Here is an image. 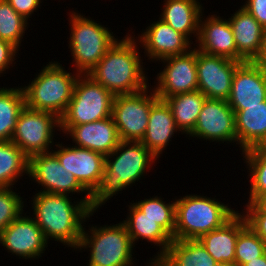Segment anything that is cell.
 Returning a JSON list of instances; mask_svg holds the SVG:
<instances>
[{
  "label": "cell",
  "instance_id": "7",
  "mask_svg": "<svg viewBox=\"0 0 266 266\" xmlns=\"http://www.w3.org/2000/svg\"><path fill=\"white\" fill-rule=\"evenodd\" d=\"M85 249L90 251L88 266L137 265L133 258L135 247L122 221L113 225H91L88 230L84 227L76 250Z\"/></svg>",
  "mask_w": 266,
  "mask_h": 266
},
{
  "label": "cell",
  "instance_id": "10",
  "mask_svg": "<svg viewBox=\"0 0 266 266\" xmlns=\"http://www.w3.org/2000/svg\"><path fill=\"white\" fill-rule=\"evenodd\" d=\"M149 87L114 97L111 116L121 141H141L144 137L151 107L159 98L152 86Z\"/></svg>",
  "mask_w": 266,
  "mask_h": 266
},
{
  "label": "cell",
  "instance_id": "11",
  "mask_svg": "<svg viewBox=\"0 0 266 266\" xmlns=\"http://www.w3.org/2000/svg\"><path fill=\"white\" fill-rule=\"evenodd\" d=\"M27 178L39 186L41 185V189L37 192L72 194V197L73 194L77 193L78 196L81 194L82 201H91V194L78 182L72 173L67 172L52 151L29 158Z\"/></svg>",
  "mask_w": 266,
  "mask_h": 266
},
{
  "label": "cell",
  "instance_id": "42",
  "mask_svg": "<svg viewBox=\"0 0 266 266\" xmlns=\"http://www.w3.org/2000/svg\"><path fill=\"white\" fill-rule=\"evenodd\" d=\"M258 202L266 208V193L258 200Z\"/></svg>",
  "mask_w": 266,
  "mask_h": 266
},
{
  "label": "cell",
  "instance_id": "37",
  "mask_svg": "<svg viewBox=\"0 0 266 266\" xmlns=\"http://www.w3.org/2000/svg\"><path fill=\"white\" fill-rule=\"evenodd\" d=\"M19 51L11 43L0 39V77L6 74L5 71L10 70V66H15V60L18 57ZM18 53V54H17ZM2 74V75H1Z\"/></svg>",
  "mask_w": 266,
  "mask_h": 266
},
{
  "label": "cell",
  "instance_id": "39",
  "mask_svg": "<svg viewBox=\"0 0 266 266\" xmlns=\"http://www.w3.org/2000/svg\"><path fill=\"white\" fill-rule=\"evenodd\" d=\"M245 8L266 29V0H246Z\"/></svg>",
  "mask_w": 266,
  "mask_h": 266
},
{
  "label": "cell",
  "instance_id": "36",
  "mask_svg": "<svg viewBox=\"0 0 266 266\" xmlns=\"http://www.w3.org/2000/svg\"><path fill=\"white\" fill-rule=\"evenodd\" d=\"M242 210L247 225L266 242V208L258 201L246 203Z\"/></svg>",
  "mask_w": 266,
  "mask_h": 266
},
{
  "label": "cell",
  "instance_id": "33",
  "mask_svg": "<svg viewBox=\"0 0 266 266\" xmlns=\"http://www.w3.org/2000/svg\"><path fill=\"white\" fill-rule=\"evenodd\" d=\"M161 196H152L144 200L132 201L145 216L156 220L174 239L175 230V200L166 201Z\"/></svg>",
  "mask_w": 266,
  "mask_h": 266
},
{
  "label": "cell",
  "instance_id": "12",
  "mask_svg": "<svg viewBox=\"0 0 266 266\" xmlns=\"http://www.w3.org/2000/svg\"><path fill=\"white\" fill-rule=\"evenodd\" d=\"M164 69L157 73L154 89L160 99L193 92L198 89V76L196 66V48L185 54L170 56L160 60ZM157 81V83H156Z\"/></svg>",
  "mask_w": 266,
  "mask_h": 266
},
{
  "label": "cell",
  "instance_id": "21",
  "mask_svg": "<svg viewBox=\"0 0 266 266\" xmlns=\"http://www.w3.org/2000/svg\"><path fill=\"white\" fill-rule=\"evenodd\" d=\"M230 15L228 20L237 48V61H256L263 47L265 28L242 6Z\"/></svg>",
  "mask_w": 266,
  "mask_h": 266
},
{
  "label": "cell",
  "instance_id": "19",
  "mask_svg": "<svg viewBox=\"0 0 266 266\" xmlns=\"http://www.w3.org/2000/svg\"><path fill=\"white\" fill-rule=\"evenodd\" d=\"M266 101V68L255 61L241 62L232 79L229 106H254Z\"/></svg>",
  "mask_w": 266,
  "mask_h": 266
},
{
  "label": "cell",
  "instance_id": "2",
  "mask_svg": "<svg viewBox=\"0 0 266 266\" xmlns=\"http://www.w3.org/2000/svg\"><path fill=\"white\" fill-rule=\"evenodd\" d=\"M118 39L88 75L114 96L140 92L149 85L141 46L129 32Z\"/></svg>",
  "mask_w": 266,
  "mask_h": 266
},
{
  "label": "cell",
  "instance_id": "3",
  "mask_svg": "<svg viewBox=\"0 0 266 266\" xmlns=\"http://www.w3.org/2000/svg\"><path fill=\"white\" fill-rule=\"evenodd\" d=\"M157 159L140 141H120L119 145L105 156L101 182L91 195V209L97 211L114 195L122 194L135 182L145 178Z\"/></svg>",
  "mask_w": 266,
  "mask_h": 266
},
{
  "label": "cell",
  "instance_id": "41",
  "mask_svg": "<svg viewBox=\"0 0 266 266\" xmlns=\"http://www.w3.org/2000/svg\"><path fill=\"white\" fill-rule=\"evenodd\" d=\"M243 266H266V253L259 258L245 263Z\"/></svg>",
  "mask_w": 266,
  "mask_h": 266
},
{
  "label": "cell",
  "instance_id": "8",
  "mask_svg": "<svg viewBox=\"0 0 266 266\" xmlns=\"http://www.w3.org/2000/svg\"><path fill=\"white\" fill-rule=\"evenodd\" d=\"M114 97L88 74H80L60 125H80L110 117Z\"/></svg>",
  "mask_w": 266,
  "mask_h": 266
},
{
  "label": "cell",
  "instance_id": "44",
  "mask_svg": "<svg viewBox=\"0 0 266 266\" xmlns=\"http://www.w3.org/2000/svg\"><path fill=\"white\" fill-rule=\"evenodd\" d=\"M145 266H158L155 262H148L147 264L145 263Z\"/></svg>",
  "mask_w": 266,
  "mask_h": 266
},
{
  "label": "cell",
  "instance_id": "35",
  "mask_svg": "<svg viewBox=\"0 0 266 266\" xmlns=\"http://www.w3.org/2000/svg\"><path fill=\"white\" fill-rule=\"evenodd\" d=\"M13 188H0V233L25 211V206L28 207L21 193Z\"/></svg>",
  "mask_w": 266,
  "mask_h": 266
},
{
  "label": "cell",
  "instance_id": "24",
  "mask_svg": "<svg viewBox=\"0 0 266 266\" xmlns=\"http://www.w3.org/2000/svg\"><path fill=\"white\" fill-rule=\"evenodd\" d=\"M128 215L123 223L125 224L128 234L130 235L132 244L141 240H145L151 245L159 247L157 254L153 255L148 262H156L168 249L173 237L159 224L156 220L144 215V213L134 204L130 203L128 206Z\"/></svg>",
  "mask_w": 266,
  "mask_h": 266
},
{
  "label": "cell",
  "instance_id": "14",
  "mask_svg": "<svg viewBox=\"0 0 266 266\" xmlns=\"http://www.w3.org/2000/svg\"><path fill=\"white\" fill-rule=\"evenodd\" d=\"M26 214L24 211L0 233V245L11 255L29 261L41 258L50 243L35 220Z\"/></svg>",
  "mask_w": 266,
  "mask_h": 266
},
{
  "label": "cell",
  "instance_id": "4",
  "mask_svg": "<svg viewBox=\"0 0 266 266\" xmlns=\"http://www.w3.org/2000/svg\"><path fill=\"white\" fill-rule=\"evenodd\" d=\"M187 194L175 197V240H198L204 234L220 228L238 211L218 199Z\"/></svg>",
  "mask_w": 266,
  "mask_h": 266
},
{
  "label": "cell",
  "instance_id": "38",
  "mask_svg": "<svg viewBox=\"0 0 266 266\" xmlns=\"http://www.w3.org/2000/svg\"><path fill=\"white\" fill-rule=\"evenodd\" d=\"M14 10L26 20L32 18L34 12H37L38 8L41 9V3L43 0H7Z\"/></svg>",
  "mask_w": 266,
  "mask_h": 266
},
{
  "label": "cell",
  "instance_id": "32",
  "mask_svg": "<svg viewBox=\"0 0 266 266\" xmlns=\"http://www.w3.org/2000/svg\"><path fill=\"white\" fill-rule=\"evenodd\" d=\"M19 15L7 0H0V39L14 45L18 50L30 22Z\"/></svg>",
  "mask_w": 266,
  "mask_h": 266
},
{
  "label": "cell",
  "instance_id": "22",
  "mask_svg": "<svg viewBox=\"0 0 266 266\" xmlns=\"http://www.w3.org/2000/svg\"><path fill=\"white\" fill-rule=\"evenodd\" d=\"M180 132L169 105L158 98L151 107L147 129L140 142L159 160L174 134Z\"/></svg>",
  "mask_w": 266,
  "mask_h": 266
},
{
  "label": "cell",
  "instance_id": "28",
  "mask_svg": "<svg viewBox=\"0 0 266 266\" xmlns=\"http://www.w3.org/2000/svg\"><path fill=\"white\" fill-rule=\"evenodd\" d=\"M205 99L206 96L199 90L164 99L171 109L175 124L181 134L188 136L193 131Z\"/></svg>",
  "mask_w": 266,
  "mask_h": 266
},
{
  "label": "cell",
  "instance_id": "25",
  "mask_svg": "<svg viewBox=\"0 0 266 266\" xmlns=\"http://www.w3.org/2000/svg\"><path fill=\"white\" fill-rule=\"evenodd\" d=\"M246 225L244 215L238 211L223 226L204 234L198 241L217 263H234L238 234Z\"/></svg>",
  "mask_w": 266,
  "mask_h": 266
},
{
  "label": "cell",
  "instance_id": "34",
  "mask_svg": "<svg viewBox=\"0 0 266 266\" xmlns=\"http://www.w3.org/2000/svg\"><path fill=\"white\" fill-rule=\"evenodd\" d=\"M265 253L266 242L246 225L238 234L234 263L237 266H243L245 263L259 258Z\"/></svg>",
  "mask_w": 266,
  "mask_h": 266
},
{
  "label": "cell",
  "instance_id": "9",
  "mask_svg": "<svg viewBox=\"0 0 266 266\" xmlns=\"http://www.w3.org/2000/svg\"><path fill=\"white\" fill-rule=\"evenodd\" d=\"M57 131L61 132L57 115L25 106L18 116L11 141L30 158L50 152L55 147L54 136Z\"/></svg>",
  "mask_w": 266,
  "mask_h": 266
},
{
  "label": "cell",
  "instance_id": "40",
  "mask_svg": "<svg viewBox=\"0 0 266 266\" xmlns=\"http://www.w3.org/2000/svg\"><path fill=\"white\" fill-rule=\"evenodd\" d=\"M255 62L266 68V29L264 31L263 47L261 53Z\"/></svg>",
  "mask_w": 266,
  "mask_h": 266
},
{
  "label": "cell",
  "instance_id": "5",
  "mask_svg": "<svg viewBox=\"0 0 266 266\" xmlns=\"http://www.w3.org/2000/svg\"><path fill=\"white\" fill-rule=\"evenodd\" d=\"M40 72L21 86L25 97V106L34 110L52 112L59 118L66 111L73 96L78 72L71 73L58 61H50L41 67ZM31 82V83H30Z\"/></svg>",
  "mask_w": 266,
  "mask_h": 266
},
{
  "label": "cell",
  "instance_id": "18",
  "mask_svg": "<svg viewBox=\"0 0 266 266\" xmlns=\"http://www.w3.org/2000/svg\"><path fill=\"white\" fill-rule=\"evenodd\" d=\"M75 146L109 155L121 141L112 116L80 125H60Z\"/></svg>",
  "mask_w": 266,
  "mask_h": 266
},
{
  "label": "cell",
  "instance_id": "30",
  "mask_svg": "<svg viewBox=\"0 0 266 266\" xmlns=\"http://www.w3.org/2000/svg\"><path fill=\"white\" fill-rule=\"evenodd\" d=\"M25 107L21 86L0 87V141H11L18 116Z\"/></svg>",
  "mask_w": 266,
  "mask_h": 266
},
{
  "label": "cell",
  "instance_id": "17",
  "mask_svg": "<svg viewBox=\"0 0 266 266\" xmlns=\"http://www.w3.org/2000/svg\"><path fill=\"white\" fill-rule=\"evenodd\" d=\"M144 56L155 63L175 55L185 54L193 43L183 34L175 31L162 19L150 22L141 34L136 36Z\"/></svg>",
  "mask_w": 266,
  "mask_h": 266
},
{
  "label": "cell",
  "instance_id": "15",
  "mask_svg": "<svg viewBox=\"0 0 266 266\" xmlns=\"http://www.w3.org/2000/svg\"><path fill=\"white\" fill-rule=\"evenodd\" d=\"M241 62L196 49L198 89L206 98L228 100L236 67Z\"/></svg>",
  "mask_w": 266,
  "mask_h": 266
},
{
  "label": "cell",
  "instance_id": "29",
  "mask_svg": "<svg viewBox=\"0 0 266 266\" xmlns=\"http://www.w3.org/2000/svg\"><path fill=\"white\" fill-rule=\"evenodd\" d=\"M29 158L12 141H0V188L15 187L28 176Z\"/></svg>",
  "mask_w": 266,
  "mask_h": 266
},
{
  "label": "cell",
  "instance_id": "23",
  "mask_svg": "<svg viewBox=\"0 0 266 266\" xmlns=\"http://www.w3.org/2000/svg\"><path fill=\"white\" fill-rule=\"evenodd\" d=\"M240 152L266 145V101L254 106H230Z\"/></svg>",
  "mask_w": 266,
  "mask_h": 266
},
{
  "label": "cell",
  "instance_id": "27",
  "mask_svg": "<svg viewBox=\"0 0 266 266\" xmlns=\"http://www.w3.org/2000/svg\"><path fill=\"white\" fill-rule=\"evenodd\" d=\"M158 266H214L217 262L198 240H175L155 262Z\"/></svg>",
  "mask_w": 266,
  "mask_h": 266
},
{
  "label": "cell",
  "instance_id": "43",
  "mask_svg": "<svg viewBox=\"0 0 266 266\" xmlns=\"http://www.w3.org/2000/svg\"><path fill=\"white\" fill-rule=\"evenodd\" d=\"M214 266H237L235 263H216Z\"/></svg>",
  "mask_w": 266,
  "mask_h": 266
},
{
  "label": "cell",
  "instance_id": "31",
  "mask_svg": "<svg viewBox=\"0 0 266 266\" xmlns=\"http://www.w3.org/2000/svg\"><path fill=\"white\" fill-rule=\"evenodd\" d=\"M241 156L250 177L247 203L257 202L266 193V145L245 150Z\"/></svg>",
  "mask_w": 266,
  "mask_h": 266
},
{
  "label": "cell",
  "instance_id": "6",
  "mask_svg": "<svg viewBox=\"0 0 266 266\" xmlns=\"http://www.w3.org/2000/svg\"><path fill=\"white\" fill-rule=\"evenodd\" d=\"M68 15L70 26L68 49L70 48L69 52L72 55V66L79 74H88L118 38L107 25L105 27L89 16L86 17L74 10Z\"/></svg>",
  "mask_w": 266,
  "mask_h": 266
},
{
  "label": "cell",
  "instance_id": "26",
  "mask_svg": "<svg viewBox=\"0 0 266 266\" xmlns=\"http://www.w3.org/2000/svg\"><path fill=\"white\" fill-rule=\"evenodd\" d=\"M200 0H164L163 10L159 16L175 31L185 35L196 45L199 35V20L203 8ZM193 35V36H192ZM195 39H193V38ZM195 41H192V40Z\"/></svg>",
  "mask_w": 266,
  "mask_h": 266
},
{
  "label": "cell",
  "instance_id": "20",
  "mask_svg": "<svg viewBox=\"0 0 266 266\" xmlns=\"http://www.w3.org/2000/svg\"><path fill=\"white\" fill-rule=\"evenodd\" d=\"M204 11L199 20V35L194 47L206 54L223 56L237 61V48L233 31L228 18L224 19L217 14H208Z\"/></svg>",
  "mask_w": 266,
  "mask_h": 266
},
{
  "label": "cell",
  "instance_id": "16",
  "mask_svg": "<svg viewBox=\"0 0 266 266\" xmlns=\"http://www.w3.org/2000/svg\"><path fill=\"white\" fill-rule=\"evenodd\" d=\"M56 150H51L60 164L74 175L78 182L92 195L98 188L105 167V156L75 145L58 142Z\"/></svg>",
  "mask_w": 266,
  "mask_h": 266
},
{
  "label": "cell",
  "instance_id": "13",
  "mask_svg": "<svg viewBox=\"0 0 266 266\" xmlns=\"http://www.w3.org/2000/svg\"><path fill=\"white\" fill-rule=\"evenodd\" d=\"M228 145L237 144L235 112L226 100L206 98L193 131L187 136Z\"/></svg>",
  "mask_w": 266,
  "mask_h": 266
},
{
  "label": "cell",
  "instance_id": "1",
  "mask_svg": "<svg viewBox=\"0 0 266 266\" xmlns=\"http://www.w3.org/2000/svg\"><path fill=\"white\" fill-rule=\"evenodd\" d=\"M31 197L32 218L42 229L45 239L57 241L76 250L84 226L96 213L91 201H82L71 195L36 192ZM72 200H74L72 202Z\"/></svg>",
  "mask_w": 266,
  "mask_h": 266
}]
</instances>
